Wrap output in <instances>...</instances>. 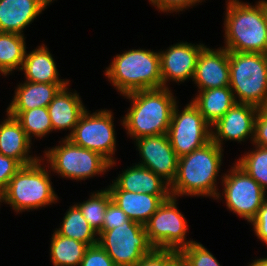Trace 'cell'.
<instances>
[{
	"label": "cell",
	"mask_w": 267,
	"mask_h": 266,
	"mask_svg": "<svg viewBox=\"0 0 267 266\" xmlns=\"http://www.w3.org/2000/svg\"><path fill=\"white\" fill-rule=\"evenodd\" d=\"M222 152L223 148L211 140L180 157L175 180L170 185L171 196H208L219 200L222 196L215 182L222 165Z\"/></svg>",
	"instance_id": "obj_1"
},
{
	"label": "cell",
	"mask_w": 267,
	"mask_h": 266,
	"mask_svg": "<svg viewBox=\"0 0 267 266\" xmlns=\"http://www.w3.org/2000/svg\"><path fill=\"white\" fill-rule=\"evenodd\" d=\"M224 31L228 51L267 54V1L227 0Z\"/></svg>",
	"instance_id": "obj_2"
},
{
	"label": "cell",
	"mask_w": 267,
	"mask_h": 266,
	"mask_svg": "<svg viewBox=\"0 0 267 266\" xmlns=\"http://www.w3.org/2000/svg\"><path fill=\"white\" fill-rule=\"evenodd\" d=\"M169 89H146L124 95L131 101V107L121 124L132 139L167 134L173 108L178 104Z\"/></svg>",
	"instance_id": "obj_3"
},
{
	"label": "cell",
	"mask_w": 267,
	"mask_h": 266,
	"mask_svg": "<svg viewBox=\"0 0 267 266\" xmlns=\"http://www.w3.org/2000/svg\"><path fill=\"white\" fill-rule=\"evenodd\" d=\"M108 81L120 95L162 88L159 52L132 49L117 54L105 70Z\"/></svg>",
	"instance_id": "obj_4"
},
{
	"label": "cell",
	"mask_w": 267,
	"mask_h": 266,
	"mask_svg": "<svg viewBox=\"0 0 267 266\" xmlns=\"http://www.w3.org/2000/svg\"><path fill=\"white\" fill-rule=\"evenodd\" d=\"M229 67V87L236 103L266 106L267 54L229 51Z\"/></svg>",
	"instance_id": "obj_5"
},
{
	"label": "cell",
	"mask_w": 267,
	"mask_h": 266,
	"mask_svg": "<svg viewBox=\"0 0 267 266\" xmlns=\"http://www.w3.org/2000/svg\"><path fill=\"white\" fill-rule=\"evenodd\" d=\"M43 159L22 166L10 179L4 191V203L16 213L46 207L57 203L58 197L52 187L47 169L41 165Z\"/></svg>",
	"instance_id": "obj_6"
},
{
	"label": "cell",
	"mask_w": 267,
	"mask_h": 266,
	"mask_svg": "<svg viewBox=\"0 0 267 266\" xmlns=\"http://www.w3.org/2000/svg\"><path fill=\"white\" fill-rule=\"evenodd\" d=\"M44 152L48 167L62 178L86 180L104 174L110 169V162L101 154L74 144L70 139H62L58 146Z\"/></svg>",
	"instance_id": "obj_7"
},
{
	"label": "cell",
	"mask_w": 267,
	"mask_h": 266,
	"mask_svg": "<svg viewBox=\"0 0 267 266\" xmlns=\"http://www.w3.org/2000/svg\"><path fill=\"white\" fill-rule=\"evenodd\" d=\"M98 244L107 252L116 266H134L154 247L150 244L144 225L124 222L98 234Z\"/></svg>",
	"instance_id": "obj_8"
},
{
	"label": "cell",
	"mask_w": 267,
	"mask_h": 266,
	"mask_svg": "<svg viewBox=\"0 0 267 266\" xmlns=\"http://www.w3.org/2000/svg\"><path fill=\"white\" fill-rule=\"evenodd\" d=\"M113 118L110 110L90 114L86 109L68 137L74 144L101 154L110 162V169L116 164L113 157L116 150Z\"/></svg>",
	"instance_id": "obj_9"
},
{
	"label": "cell",
	"mask_w": 267,
	"mask_h": 266,
	"mask_svg": "<svg viewBox=\"0 0 267 266\" xmlns=\"http://www.w3.org/2000/svg\"><path fill=\"white\" fill-rule=\"evenodd\" d=\"M177 204V197L170 196L144 225L148 240L156 249L180 251L194 242L186 239L189 226Z\"/></svg>",
	"instance_id": "obj_10"
},
{
	"label": "cell",
	"mask_w": 267,
	"mask_h": 266,
	"mask_svg": "<svg viewBox=\"0 0 267 266\" xmlns=\"http://www.w3.org/2000/svg\"><path fill=\"white\" fill-rule=\"evenodd\" d=\"M211 128L192 102L180 111L176 104L167 135L174 152L180 158L210 142Z\"/></svg>",
	"instance_id": "obj_11"
},
{
	"label": "cell",
	"mask_w": 267,
	"mask_h": 266,
	"mask_svg": "<svg viewBox=\"0 0 267 266\" xmlns=\"http://www.w3.org/2000/svg\"><path fill=\"white\" fill-rule=\"evenodd\" d=\"M221 178L227 208L250 223L267 197V191L236 163Z\"/></svg>",
	"instance_id": "obj_12"
},
{
	"label": "cell",
	"mask_w": 267,
	"mask_h": 266,
	"mask_svg": "<svg viewBox=\"0 0 267 266\" xmlns=\"http://www.w3.org/2000/svg\"><path fill=\"white\" fill-rule=\"evenodd\" d=\"M134 141L142 158L137 165L148 168L171 185L177 174L179 157L174 152L168 135L144 136Z\"/></svg>",
	"instance_id": "obj_13"
},
{
	"label": "cell",
	"mask_w": 267,
	"mask_h": 266,
	"mask_svg": "<svg viewBox=\"0 0 267 266\" xmlns=\"http://www.w3.org/2000/svg\"><path fill=\"white\" fill-rule=\"evenodd\" d=\"M259 108L251 104L235 103L211 127V140L220 148L223 140L238 141V143L254 139L255 120Z\"/></svg>",
	"instance_id": "obj_14"
},
{
	"label": "cell",
	"mask_w": 267,
	"mask_h": 266,
	"mask_svg": "<svg viewBox=\"0 0 267 266\" xmlns=\"http://www.w3.org/2000/svg\"><path fill=\"white\" fill-rule=\"evenodd\" d=\"M205 46L202 43L179 42L167 50L158 51L162 87L168 88L167 82L171 80L182 83L193 79L199 54Z\"/></svg>",
	"instance_id": "obj_15"
},
{
	"label": "cell",
	"mask_w": 267,
	"mask_h": 266,
	"mask_svg": "<svg viewBox=\"0 0 267 266\" xmlns=\"http://www.w3.org/2000/svg\"><path fill=\"white\" fill-rule=\"evenodd\" d=\"M229 51L205 46L198 57L192 81L198 91L230 85Z\"/></svg>",
	"instance_id": "obj_16"
},
{
	"label": "cell",
	"mask_w": 267,
	"mask_h": 266,
	"mask_svg": "<svg viewBox=\"0 0 267 266\" xmlns=\"http://www.w3.org/2000/svg\"><path fill=\"white\" fill-rule=\"evenodd\" d=\"M112 201L130 220L145 225L159 206L171 195H151L120 190L114 183L107 186Z\"/></svg>",
	"instance_id": "obj_17"
},
{
	"label": "cell",
	"mask_w": 267,
	"mask_h": 266,
	"mask_svg": "<svg viewBox=\"0 0 267 266\" xmlns=\"http://www.w3.org/2000/svg\"><path fill=\"white\" fill-rule=\"evenodd\" d=\"M54 0H0V32L23 35V30Z\"/></svg>",
	"instance_id": "obj_18"
},
{
	"label": "cell",
	"mask_w": 267,
	"mask_h": 266,
	"mask_svg": "<svg viewBox=\"0 0 267 266\" xmlns=\"http://www.w3.org/2000/svg\"><path fill=\"white\" fill-rule=\"evenodd\" d=\"M68 86L61 88L47 107L53 131L67 129L71 131L65 138L73 133L86 110L79 94L76 91L70 92Z\"/></svg>",
	"instance_id": "obj_19"
},
{
	"label": "cell",
	"mask_w": 267,
	"mask_h": 266,
	"mask_svg": "<svg viewBox=\"0 0 267 266\" xmlns=\"http://www.w3.org/2000/svg\"><path fill=\"white\" fill-rule=\"evenodd\" d=\"M31 145V140L20 122L7 113V117L0 124V153L14 158L22 166L30 165L40 159L29 155Z\"/></svg>",
	"instance_id": "obj_20"
},
{
	"label": "cell",
	"mask_w": 267,
	"mask_h": 266,
	"mask_svg": "<svg viewBox=\"0 0 267 266\" xmlns=\"http://www.w3.org/2000/svg\"><path fill=\"white\" fill-rule=\"evenodd\" d=\"M120 190L151 195H171L170 185L148 168L135 163L112 181Z\"/></svg>",
	"instance_id": "obj_21"
},
{
	"label": "cell",
	"mask_w": 267,
	"mask_h": 266,
	"mask_svg": "<svg viewBox=\"0 0 267 266\" xmlns=\"http://www.w3.org/2000/svg\"><path fill=\"white\" fill-rule=\"evenodd\" d=\"M69 83H34L24 81L17 86L15 95L6 111H26L48 107L58 91Z\"/></svg>",
	"instance_id": "obj_22"
},
{
	"label": "cell",
	"mask_w": 267,
	"mask_h": 266,
	"mask_svg": "<svg viewBox=\"0 0 267 266\" xmlns=\"http://www.w3.org/2000/svg\"><path fill=\"white\" fill-rule=\"evenodd\" d=\"M24 71L25 81L34 83H69L59 78L56 62L45 44L27 54L20 69Z\"/></svg>",
	"instance_id": "obj_23"
},
{
	"label": "cell",
	"mask_w": 267,
	"mask_h": 266,
	"mask_svg": "<svg viewBox=\"0 0 267 266\" xmlns=\"http://www.w3.org/2000/svg\"><path fill=\"white\" fill-rule=\"evenodd\" d=\"M198 92L191 102L211 126L236 103L229 86Z\"/></svg>",
	"instance_id": "obj_24"
},
{
	"label": "cell",
	"mask_w": 267,
	"mask_h": 266,
	"mask_svg": "<svg viewBox=\"0 0 267 266\" xmlns=\"http://www.w3.org/2000/svg\"><path fill=\"white\" fill-rule=\"evenodd\" d=\"M25 36L0 32V74L6 76L20 70L26 54Z\"/></svg>",
	"instance_id": "obj_25"
},
{
	"label": "cell",
	"mask_w": 267,
	"mask_h": 266,
	"mask_svg": "<svg viewBox=\"0 0 267 266\" xmlns=\"http://www.w3.org/2000/svg\"><path fill=\"white\" fill-rule=\"evenodd\" d=\"M51 239L50 259L54 266H80L89 247L87 244L57 234L55 231Z\"/></svg>",
	"instance_id": "obj_26"
},
{
	"label": "cell",
	"mask_w": 267,
	"mask_h": 266,
	"mask_svg": "<svg viewBox=\"0 0 267 266\" xmlns=\"http://www.w3.org/2000/svg\"><path fill=\"white\" fill-rule=\"evenodd\" d=\"M57 234L84 242L88 246L98 244V234L83 217L80 209L74 204L63 217L62 225L55 230Z\"/></svg>",
	"instance_id": "obj_27"
},
{
	"label": "cell",
	"mask_w": 267,
	"mask_h": 266,
	"mask_svg": "<svg viewBox=\"0 0 267 266\" xmlns=\"http://www.w3.org/2000/svg\"><path fill=\"white\" fill-rule=\"evenodd\" d=\"M15 117L22 129L31 140L32 137L42 138L53 131L47 107H37L26 111H6Z\"/></svg>",
	"instance_id": "obj_28"
},
{
	"label": "cell",
	"mask_w": 267,
	"mask_h": 266,
	"mask_svg": "<svg viewBox=\"0 0 267 266\" xmlns=\"http://www.w3.org/2000/svg\"><path fill=\"white\" fill-rule=\"evenodd\" d=\"M91 194L88 200L75 205L80 209L90 226L99 234L102 230L106 208L112 199L107 188Z\"/></svg>",
	"instance_id": "obj_29"
},
{
	"label": "cell",
	"mask_w": 267,
	"mask_h": 266,
	"mask_svg": "<svg viewBox=\"0 0 267 266\" xmlns=\"http://www.w3.org/2000/svg\"><path fill=\"white\" fill-rule=\"evenodd\" d=\"M235 163L267 190V147L255 145L254 150L245 152Z\"/></svg>",
	"instance_id": "obj_30"
},
{
	"label": "cell",
	"mask_w": 267,
	"mask_h": 266,
	"mask_svg": "<svg viewBox=\"0 0 267 266\" xmlns=\"http://www.w3.org/2000/svg\"><path fill=\"white\" fill-rule=\"evenodd\" d=\"M179 252L181 266H220L214 255L196 241L182 248Z\"/></svg>",
	"instance_id": "obj_31"
},
{
	"label": "cell",
	"mask_w": 267,
	"mask_h": 266,
	"mask_svg": "<svg viewBox=\"0 0 267 266\" xmlns=\"http://www.w3.org/2000/svg\"><path fill=\"white\" fill-rule=\"evenodd\" d=\"M134 266H181V256L178 250L156 249L145 254Z\"/></svg>",
	"instance_id": "obj_32"
},
{
	"label": "cell",
	"mask_w": 267,
	"mask_h": 266,
	"mask_svg": "<svg viewBox=\"0 0 267 266\" xmlns=\"http://www.w3.org/2000/svg\"><path fill=\"white\" fill-rule=\"evenodd\" d=\"M80 266H116L107 252L99 245L89 246Z\"/></svg>",
	"instance_id": "obj_33"
},
{
	"label": "cell",
	"mask_w": 267,
	"mask_h": 266,
	"mask_svg": "<svg viewBox=\"0 0 267 266\" xmlns=\"http://www.w3.org/2000/svg\"><path fill=\"white\" fill-rule=\"evenodd\" d=\"M124 222H134L119 208L113 201H111L105 211V217L101 231H108Z\"/></svg>",
	"instance_id": "obj_34"
},
{
	"label": "cell",
	"mask_w": 267,
	"mask_h": 266,
	"mask_svg": "<svg viewBox=\"0 0 267 266\" xmlns=\"http://www.w3.org/2000/svg\"><path fill=\"white\" fill-rule=\"evenodd\" d=\"M22 165L14 158L7 157L0 153V189L4 192L10 179Z\"/></svg>",
	"instance_id": "obj_35"
},
{
	"label": "cell",
	"mask_w": 267,
	"mask_h": 266,
	"mask_svg": "<svg viewBox=\"0 0 267 266\" xmlns=\"http://www.w3.org/2000/svg\"><path fill=\"white\" fill-rule=\"evenodd\" d=\"M150 4L161 12L173 13L183 11L191 6L203 2V0H149Z\"/></svg>",
	"instance_id": "obj_36"
},
{
	"label": "cell",
	"mask_w": 267,
	"mask_h": 266,
	"mask_svg": "<svg viewBox=\"0 0 267 266\" xmlns=\"http://www.w3.org/2000/svg\"><path fill=\"white\" fill-rule=\"evenodd\" d=\"M252 144L267 147V105L259 108Z\"/></svg>",
	"instance_id": "obj_37"
},
{
	"label": "cell",
	"mask_w": 267,
	"mask_h": 266,
	"mask_svg": "<svg viewBox=\"0 0 267 266\" xmlns=\"http://www.w3.org/2000/svg\"><path fill=\"white\" fill-rule=\"evenodd\" d=\"M250 223L253 225L256 237L267 245V197Z\"/></svg>",
	"instance_id": "obj_38"
},
{
	"label": "cell",
	"mask_w": 267,
	"mask_h": 266,
	"mask_svg": "<svg viewBox=\"0 0 267 266\" xmlns=\"http://www.w3.org/2000/svg\"><path fill=\"white\" fill-rule=\"evenodd\" d=\"M248 266H267V257L253 260Z\"/></svg>",
	"instance_id": "obj_39"
},
{
	"label": "cell",
	"mask_w": 267,
	"mask_h": 266,
	"mask_svg": "<svg viewBox=\"0 0 267 266\" xmlns=\"http://www.w3.org/2000/svg\"><path fill=\"white\" fill-rule=\"evenodd\" d=\"M0 202L1 203L4 202V192L1 189H0Z\"/></svg>",
	"instance_id": "obj_40"
}]
</instances>
